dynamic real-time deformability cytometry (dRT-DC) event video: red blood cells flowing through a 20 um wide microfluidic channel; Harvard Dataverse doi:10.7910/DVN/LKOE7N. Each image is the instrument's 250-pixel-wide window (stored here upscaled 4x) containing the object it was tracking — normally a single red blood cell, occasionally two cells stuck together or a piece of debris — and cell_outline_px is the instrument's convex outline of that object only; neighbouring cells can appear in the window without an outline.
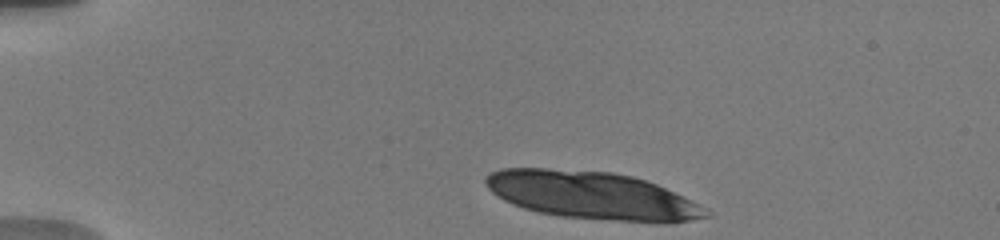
{"species": "human", "species_latin": "Homo sapiens", "temperature_condition": "warm", "stored_images_in_passage": 5, "camera_frame_rate_fps": 3000, "um_per_image_px": 0.085, "donor": {"sex": "male"}, "frame": {"image": 1, "passage_image": 1, "time_ms": 0.0, "image_size_px": [1000, 240], "cell_outline_px": [[712, 216], [692, 220], [668, 224], [560, 216], [540, 212], [524, 208], [512, 204], [504, 200], [492, 192], [484, 184], [484, 180], [492, 172], [500, 168], [548, 168], [612, 172], [632, 176], [656, 184], [700, 204], [708, 208], [712, 212]], "centroid_in_image_um": [50.38, 16.62], "position_along_channel_um": 34.6, "area_um2": 61.38}}